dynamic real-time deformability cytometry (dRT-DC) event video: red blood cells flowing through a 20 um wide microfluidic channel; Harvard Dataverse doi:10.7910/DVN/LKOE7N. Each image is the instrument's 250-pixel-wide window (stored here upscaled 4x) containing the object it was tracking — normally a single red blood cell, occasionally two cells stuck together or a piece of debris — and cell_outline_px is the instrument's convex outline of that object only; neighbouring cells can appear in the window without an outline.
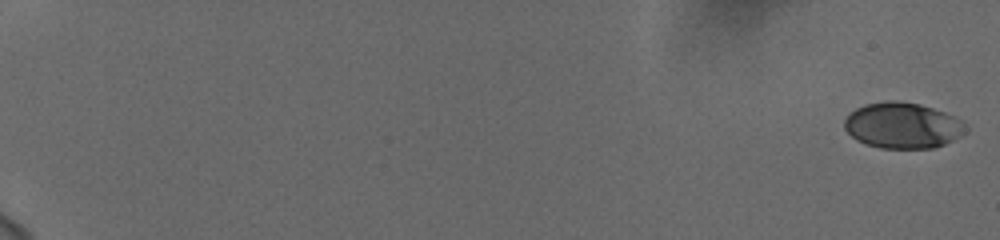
{"species": "human", "species_latin": "Homo sapiens", "temperature_condition": "cold", "stored_images_in_passage": 59, "camera_frame_rate_fps": 3000, "um_per_image_px": 0.085, "donor": {"sex": "female"}, "frame": {"image": 1, "passage_image": 1, "time_ms": 0.0, "image_size_px": [1000, 240], "cell_outline_px": [[968, 128], [960, 136], [944, 144], [932, 148], [880, 148], [856, 140], [844, 128], [844, 120], [848, 112], [864, 104], [888, 100], [896, 100], [920, 104], [944, 112], [964, 120]], "centroid_in_image_um": [76.71, 10.65], "position_along_channel_um": 8.3, "area_um2": 32.6}}
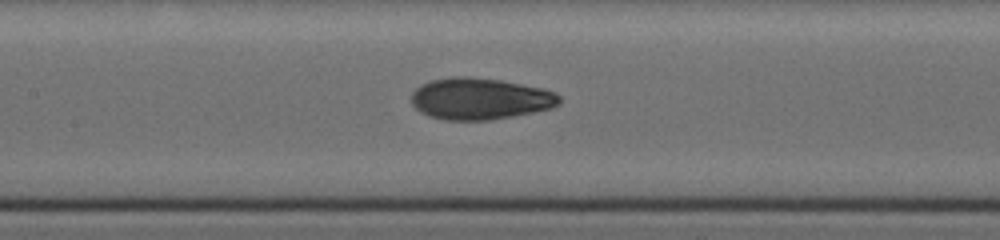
{"frame": {"image": 2, "passage_image": 32, "time_ms": 10.333, "image_size_px": [1000, 240], "cell_outline_px": [[560, 104], [552, 108], [512, 116], [488, 120], [444, 120], [428, 116], [420, 112], [412, 104], [412, 92], [420, 84], [432, 80], [452, 76], [468, 76], [500, 80], [544, 88], [556, 92], [560, 96]], "centroid_in_image_um": [40.8, 8.39], "position_along_channel_um": 166.6, "area_um2": 36.07}}
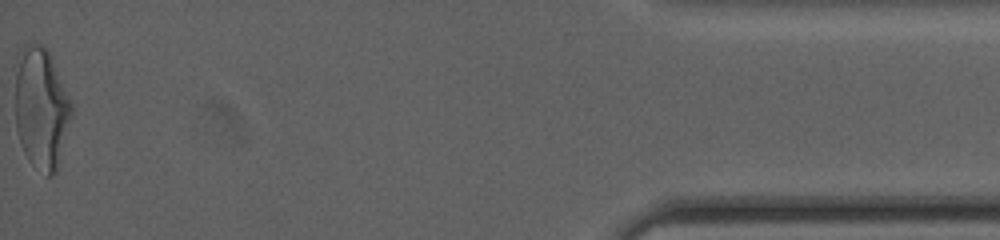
{"frame": {"image": 3, "passage_image": 59, "time_ms": 19.333, "image_size_px": [1000, 240], "cell_outline_px": [[72, 116], [56, 172], [52, 176], [48, 176], [32, 164], [28, 160], [24, 152], [16, 128], [16, 56], [24, 44], [40, 44], [48, 48], [52, 56], [72, 104]], "centroid_in_image_um": [3.51, 9.15], "position_along_channel_um": 431.7, "area_um2": 40.0}, "authors_computed_cell_mechanics": {"area_um2": 34.5644, "velocity_mm_per_s": 3.7482, "shape_relaxation_time_tau1_ms": 5.5577, "shape_relaxation_time_tau2_ms": 1.1659, "deformation_change_tau1": 0.2049, "deformation_change_tau2": 0.0615}}